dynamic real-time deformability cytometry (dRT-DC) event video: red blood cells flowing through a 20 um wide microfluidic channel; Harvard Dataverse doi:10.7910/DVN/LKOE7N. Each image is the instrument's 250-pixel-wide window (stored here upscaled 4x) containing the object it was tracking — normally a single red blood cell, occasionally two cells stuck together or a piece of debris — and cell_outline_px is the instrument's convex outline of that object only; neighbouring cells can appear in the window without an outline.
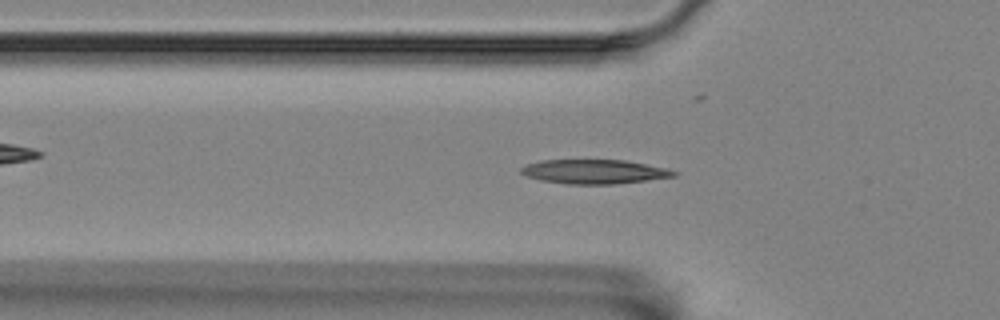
{"species": "Egyptian fruit bat (a non-hibernating species)", "species_latin": "Rousettus aegyptiacus", "temperature_condition": "room temperature", "stored_images_in_passage": 50, "camera_frame_rate_fps": 3000, "um_per_image_px": 0.085, "animal": {"sex": "female"}, "frame": {"image": 1, "passage_image": 18, "time_ms": 5.667, "image_size_px": [1000, 320], "cell_outline_px": [[676, 176], [612, 184], [568, 184], [540, 180], [528, 176], [520, 172], [520, 168], [528, 164], [540, 160], [624, 160], [664, 168], [676, 172]], "centroid_in_image_um": [50.45, 14.59], "position_along_channel_um": 75.4, "area_um2": 21.15}}
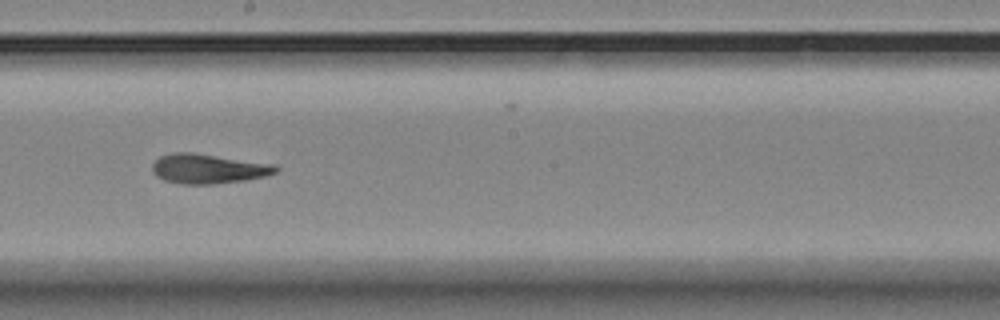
{"frame": {"image": 2, "passage_image": 31, "time_ms": 10.0, "image_size_px": [1000, 320], "cell_outline_px": [[280, 168], [276, 172], [264, 176], [244, 180], [212, 184], [180, 184], [164, 180], [156, 176], [152, 172], [152, 164], [160, 156], [176, 152], [192, 152], [276, 164]], "centroid_in_image_um": [17.69, 14.34], "position_along_channel_um": 230.5, "area_um2": 21.39}}
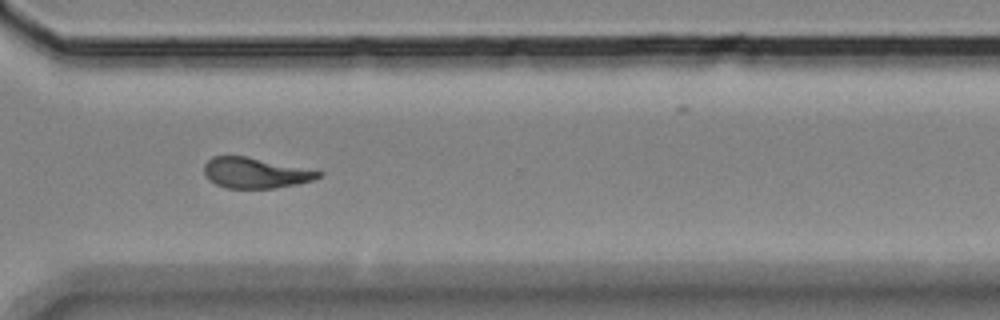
{"frame": {"image": 3, "passage_image": 41, "time_ms": 13.333, "image_size_px": [1000, 320], "cell_outline_px": [[324, 172], [320, 176], [312, 180], [296, 184], [272, 188], [228, 188], [216, 184], [208, 180], [204, 176], [204, 164], [212, 156], [244, 156]], "centroid_in_image_um": [21.64, 14.7], "position_along_channel_um": 349.0, "area_um2": 20.06}}